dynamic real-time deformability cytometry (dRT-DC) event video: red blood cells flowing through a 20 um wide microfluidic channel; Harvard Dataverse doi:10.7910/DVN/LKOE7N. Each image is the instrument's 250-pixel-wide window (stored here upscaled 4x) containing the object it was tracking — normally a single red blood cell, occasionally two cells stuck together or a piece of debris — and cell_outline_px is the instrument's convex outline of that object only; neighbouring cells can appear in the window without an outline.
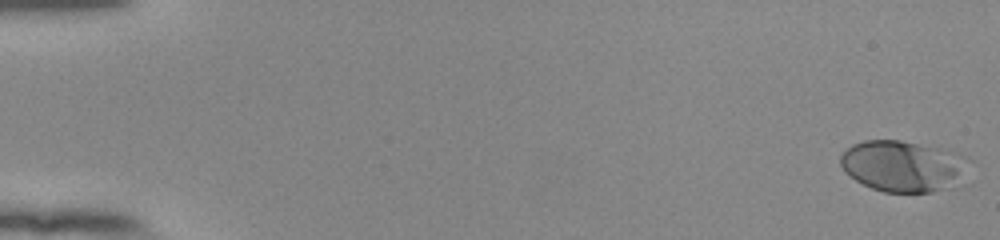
{"species": "human", "species_latin": "Homo sapiens", "temperature_condition": "room temperature", "stored_images_in_passage": 9, "camera_frame_rate_fps": 3000, "um_per_image_px": 0.085, "donor": {"sex": "female"}, "frame": {"image": 1, "passage_image": 1, "time_ms": 0.0, "image_size_px": [1000, 240], "cell_outline_px": [[972, 160], [952, 188], [932, 192], [884, 192], [872, 188], [856, 180], [844, 172], [840, 164], [840, 156], [852, 144], [864, 140], [900, 140], [956, 152], [968, 156]], "centroid_in_image_um": [76.76, 14.11], "position_along_channel_um": 8.2, "area_um2": 38.32}}